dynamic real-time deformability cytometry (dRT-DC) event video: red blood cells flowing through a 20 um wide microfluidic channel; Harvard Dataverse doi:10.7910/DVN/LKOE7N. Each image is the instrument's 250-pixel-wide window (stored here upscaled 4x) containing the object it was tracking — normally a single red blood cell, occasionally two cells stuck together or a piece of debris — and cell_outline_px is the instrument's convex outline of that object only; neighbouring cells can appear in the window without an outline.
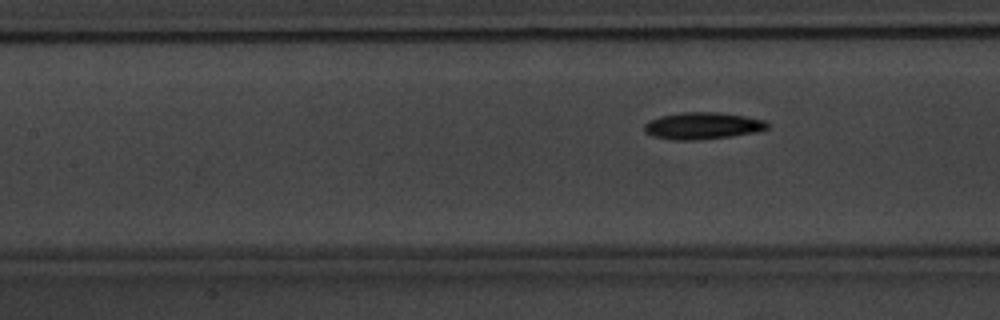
{"species": "common noctule bat (a hibernating species)", "species_latin": "Nyctalus noctula", "temperature_condition": "warm", "stored_images_in_passage": 6, "segment_of_instrument_passage": [2, 2], "camera_frame_rate_fps": 3000, "um_per_image_px": 0.085, "animal": {"sex": "male", "body_mass_g": 20.1, "forearm_length_mm": 53.5}, "frame": {"image": 1, "passage_image": 6, "time_ms": 7.0, "image_size_px": [1000, 320], "cell_outline_px": [[768, 128], [756, 132], [732, 136], [696, 140], [672, 140], [652, 136], [644, 132], [644, 124], [660, 116], [680, 112], [720, 112], [744, 116], [764, 120], [768, 124]], "centroid_in_image_um": [59.7, 10.69], "position_along_channel_um": 147.7, "area_um2": 19.31}}